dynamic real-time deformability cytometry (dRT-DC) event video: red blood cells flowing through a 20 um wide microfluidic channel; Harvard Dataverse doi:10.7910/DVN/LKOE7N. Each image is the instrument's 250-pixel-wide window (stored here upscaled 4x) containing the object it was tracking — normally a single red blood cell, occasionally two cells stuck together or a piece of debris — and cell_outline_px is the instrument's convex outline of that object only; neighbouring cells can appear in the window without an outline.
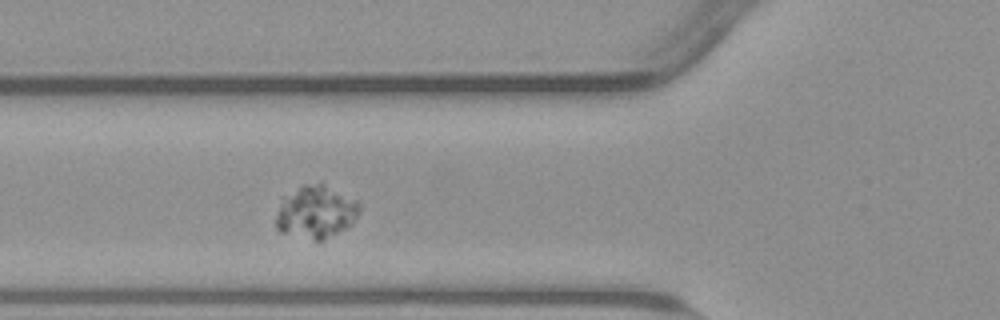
{"species": "common noctule bat (a hibernating species)", "species_latin": "Nyctalus noctula", "temperature_condition": "warm", "stored_images_in_passage": 39, "camera_frame_rate_fps": 3000, "um_per_image_px": 0.085, "animal": {"sex": "male", "body_mass_g": 23.1, "forearm_length_mm": 52.7}, "frame": {"image": 1, "passage_image": 4, "time_ms": 1.0, "image_size_px": [1000, 320], "cell_outline_px": [[360, 208], [352, 224], [324, 240], [316, 240], [280, 232], [276, 228], [276, 216], [284, 196], [304, 184], [320, 180], [360, 200]], "centroid_in_image_um": [26.9, 17.96], "position_along_channel_um": 98.9, "area_um2": 26.01}}
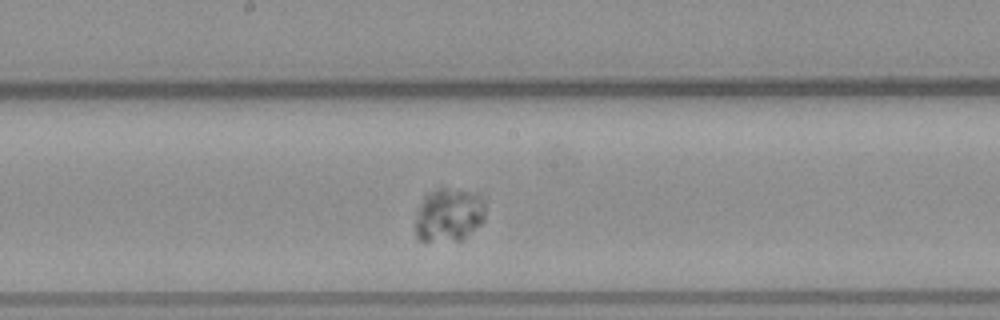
{"frame": {"image": 2, "passage_image": 13, "time_ms": 4.0, "image_size_px": [1000, 320], "cell_outline_px": [[484, 220], [480, 224], [460, 240], [420, 240], [416, 236], [416, 212], [424, 196], [428, 192], [436, 188], [448, 188], [476, 192], [484, 200]], "centroid_in_image_um": [38.14, 18.22], "position_along_channel_um": 210.1, "area_um2": 21.73}}
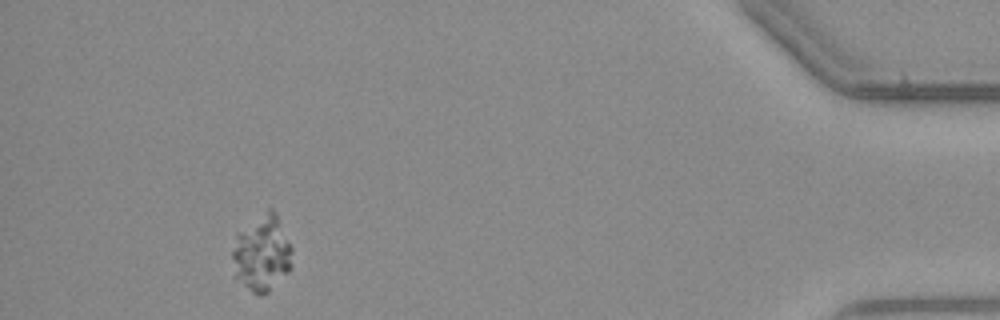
{"frame": {"image": 3, "passage_image": 35, "time_ms": 11.333, "image_size_px": [1000, 320], "cell_outline_px": [[292, 268], [268, 292], [260, 296], [252, 292], [232, 276], [232, 252], [236, 232], [268, 208], [272, 208], [292, 248]], "centroid_in_image_um": [22.22, 21.56], "position_along_channel_um": 413.0, "area_um2": 26.76}}